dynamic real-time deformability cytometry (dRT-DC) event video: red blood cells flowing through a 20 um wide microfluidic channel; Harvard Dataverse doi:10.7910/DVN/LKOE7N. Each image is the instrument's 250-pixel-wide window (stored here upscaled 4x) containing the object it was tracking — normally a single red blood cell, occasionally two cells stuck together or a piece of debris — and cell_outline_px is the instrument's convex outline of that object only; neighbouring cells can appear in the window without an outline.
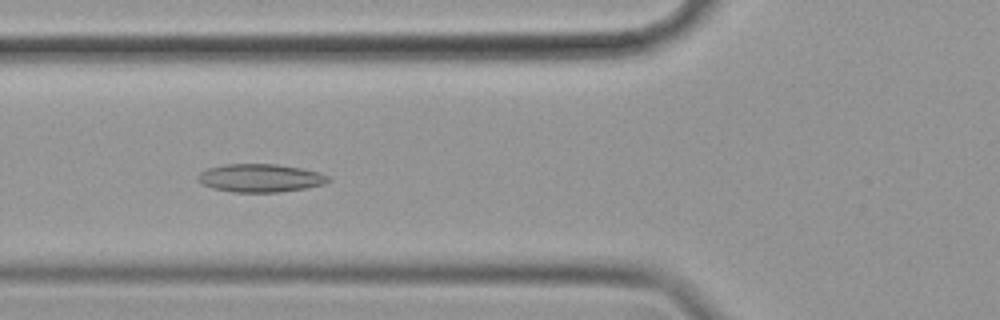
{"species": "common noctule bat (a hibernating species)", "species_latin": "Nyctalus noctula", "temperature_condition": "cold", "stored_images_in_passage": 41, "camera_frame_rate_fps": 3000, "um_per_image_px": 0.085, "animal": {"sex": "female", "body_mass_g": 19.9}, "frame": {"image": 1, "passage_image": 7, "time_ms": 2.0, "image_size_px": [1000, 320], "cell_outline_px": [[332, 180], [324, 184], [304, 188], [280, 192], [232, 192], [212, 188], [200, 184], [196, 180], [196, 176], [200, 172], [208, 168], [224, 164], [276, 164], [300, 168], [320, 172], [332, 176]], "centroid_in_image_um": [22.12, 15.13], "position_along_channel_um": 103.7, "area_um2": 21.68}}
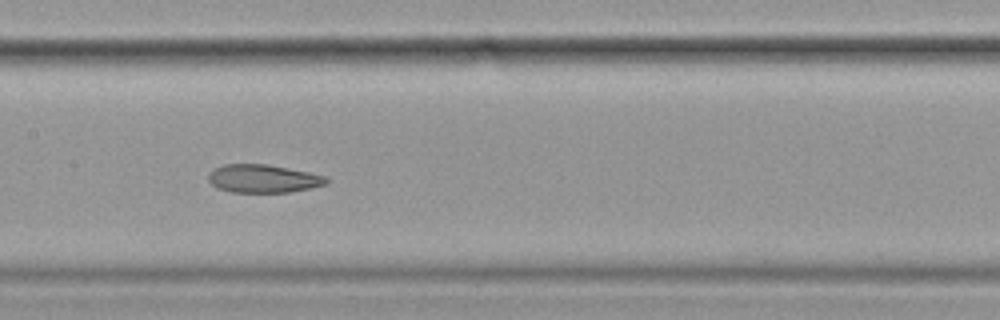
{"frame": {"image": 2, "passage_image": 14, "time_ms": 4.333, "image_size_px": [1000, 320], "cell_outline_px": [[328, 184], [312, 188], [292, 192], [232, 192], [216, 188], [208, 180], [208, 172], [224, 164], [264, 164], [308, 172], [328, 176]], "centroid_in_image_um": [22.38, 15.19], "position_along_channel_um": 185.0, "area_um2": 19.42}}
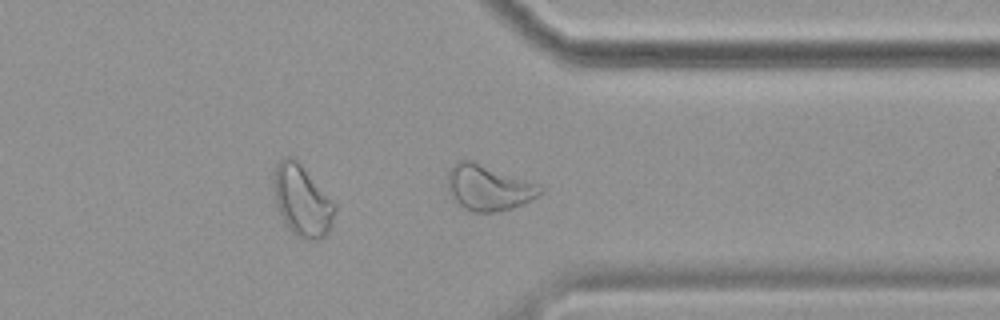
{"frame": {"image": 3, "passage_image": 30, "time_ms": 9.667, "image_size_px": [1000, 320], "cell_outline_px": [[544, 192], [524, 204], [512, 208], [496, 212], [472, 212], [464, 208], [452, 200], [448, 188], [448, 172], [452, 164], [460, 160], [476, 160], [540, 184], [544, 188]], "centroid_in_image_um": [41.54, 15.93], "position_along_channel_um": 369.9, "area_um2": 25.32}, "authors_computed_cell_mechanics": {"area_um2": 21.3282, "velocity_mm_per_s": 3.4797, "shape_relaxation_time_tau1_ms": null, "shape_relaxation_time_tau2_ms": 2.642, "deformation_change_tau1": null, "deformation_change_tau2": 0.0875}}